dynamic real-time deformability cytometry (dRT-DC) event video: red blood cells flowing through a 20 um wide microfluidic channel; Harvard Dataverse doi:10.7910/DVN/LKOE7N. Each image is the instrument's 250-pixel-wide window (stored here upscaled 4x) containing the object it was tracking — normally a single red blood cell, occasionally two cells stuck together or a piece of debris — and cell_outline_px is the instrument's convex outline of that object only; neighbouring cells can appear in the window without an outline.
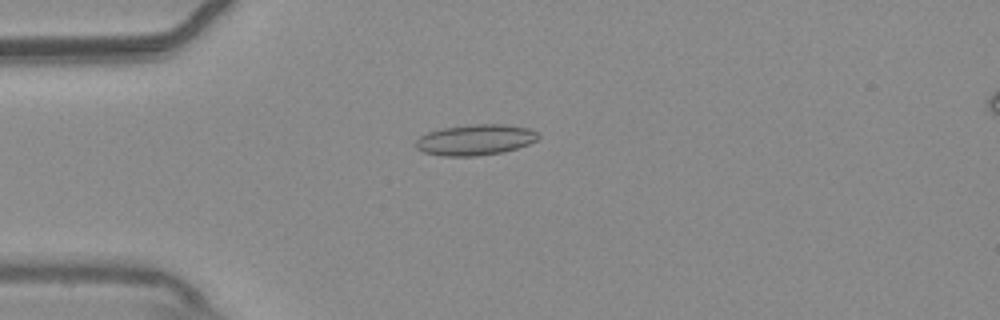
{"species": "common noctule bat (a hibernating species)", "species_latin": "Nyctalus noctula", "temperature_condition": "warm", "stored_images_in_passage": 46, "camera_frame_rate_fps": 3000, "um_per_image_px": 0.085, "animal": {"sex": "male", "body_mass_g": 20.4}, "frame": {"image": 1, "passage_image": 6, "time_ms": 1.667, "image_size_px": [1000, 320], "cell_outline_px": [[540, 136], [536, 140], [528, 144], [504, 152], [476, 156], [444, 156], [424, 152], [416, 148], [416, 140], [420, 136], [428, 132], [440, 128], [476, 124], [504, 124], [528, 128], [536, 132]], "centroid_in_image_um": [40.39, 11.88], "position_along_channel_um": 44.6, "area_um2": 21.91}}
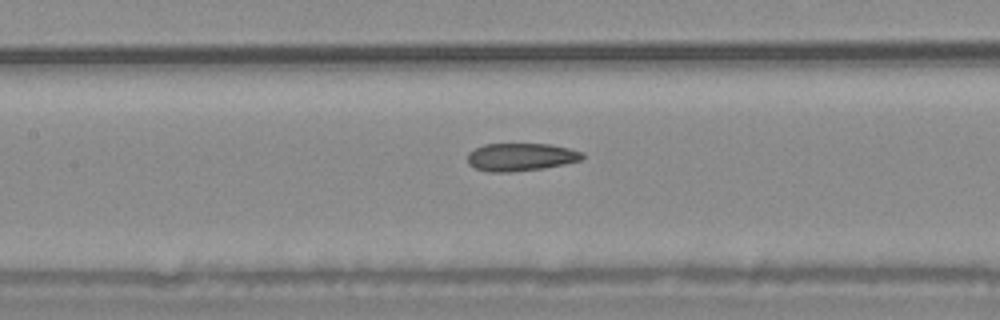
{"frame": {"image": 2, "passage_image": 17, "time_ms": 5.333, "image_size_px": [1000, 320], "cell_outline_px": [[584, 156], [580, 160], [564, 164], [544, 168], [508, 172], [488, 172], [476, 168], [468, 164], [468, 152], [484, 144], [552, 144], [584, 152]], "centroid_in_image_um": [44.27, 13.34], "position_along_channel_um": 163.1, "area_um2": 18.61}}
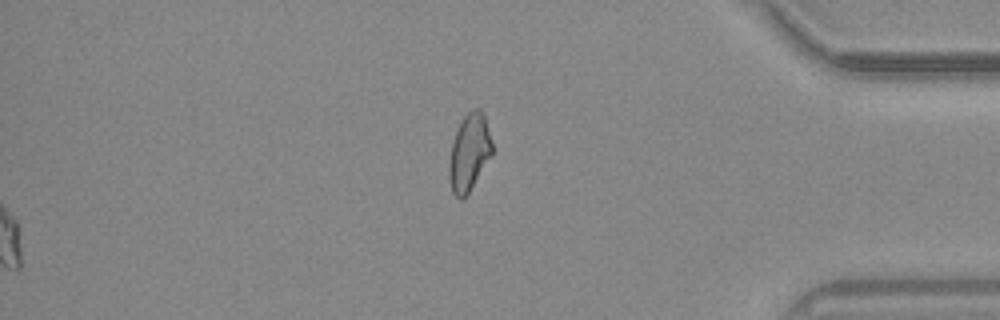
{"frame": {"image": 3, "passage_image": 38, "time_ms": 12.333, "image_size_px": [1000, 320], "cell_outline_px": [[492, 152], [468, 192], [460, 200], [452, 192], [448, 176], [448, 168], [452, 144], [456, 132], [464, 116], [472, 108], [480, 108], [484, 116], [492, 144]], "centroid_in_image_um": [39.85, 12.94], "position_along_channel_um": 395.3, "area_um2": 18.67}, "authors_computed_cell_mechanics": {"area_um2": 19.3341, "velocity_mm_per_s": 3.7381, "shape_relaxation_time_tau1_ms": null, "shape_relaxation_time_tau2_ms": 2.9898, "deformation_change_tau1": null, "deformation_change_tau2": 0.0992}}